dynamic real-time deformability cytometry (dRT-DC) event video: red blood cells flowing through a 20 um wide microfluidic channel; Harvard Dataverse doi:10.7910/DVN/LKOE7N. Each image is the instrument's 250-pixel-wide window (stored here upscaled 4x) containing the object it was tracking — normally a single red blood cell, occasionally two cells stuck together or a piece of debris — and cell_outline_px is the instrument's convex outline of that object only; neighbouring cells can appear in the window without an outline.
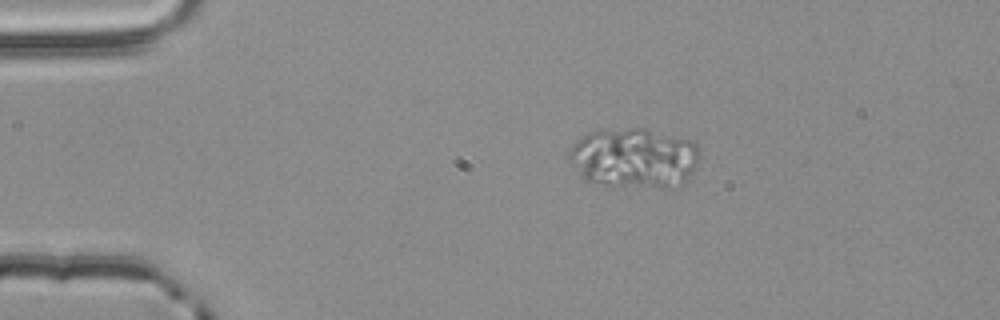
{"species": "common noctule bat (a hibernating species)", "species_latin": "Nyctalus noctula", "temperature_condition": "room temperature", "stored_images_in_passage": 2, "camera_frame_rate_fps": 3000, "um_per_image_px": 0.085, "animal": {"sex": "male", "body_mass_g": 20.4}, "frame": {"image": 1, "passage_image": 1, "time_ms": 0.0, "image_size_px": [1000, 320], "cell_outline_px": [[696, 164], [684, 184], [668, 188], [660, 188], [604, 184], [584, 180], [568, 156], [572, 148], [584, 136], [592, 132], [636, 128], [644, 128], [692, 140], [696, 144]], "centroid_in_image_um": [53.94, 13.44], "position_along_channel_um": 31.1, "area_um2": 44.68}}